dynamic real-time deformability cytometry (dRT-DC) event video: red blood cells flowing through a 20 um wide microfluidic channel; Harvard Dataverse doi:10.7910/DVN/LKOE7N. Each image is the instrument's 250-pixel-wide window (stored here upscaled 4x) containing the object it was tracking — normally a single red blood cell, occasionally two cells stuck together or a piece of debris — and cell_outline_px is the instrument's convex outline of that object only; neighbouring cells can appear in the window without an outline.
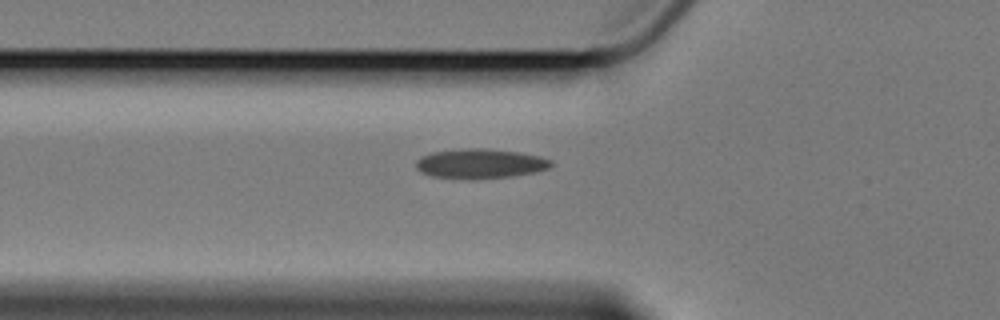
{"species": "Egyptian fruit bat (a non-hibernating species)", "species_latin": "Rousettus aegyptiacus", "temperature_condition": "cold", "stored_images_in_passage": 37, "camera_frame_rate_fps": 3000, "um_per_image_px": 0.085, "animal": {"sex": "female"}, "frame": {"image": 1, "passage_image": 2, "time_ms": 0.333, "image_size_px": [1000, 320], "cell_outline_px": [[552, 164], [548, 168], [532, 172], [512, 176], [432, 176], [416, 168], [416, 160], [420, 156], [432, 152], [468, 148], [488, 148], [520, 152], [540, 156], [552, 160]], "centroid_in_image_um": [40.84, 13.84], "position_along_channel_um": 85.0, "area_um2": 22.25}}
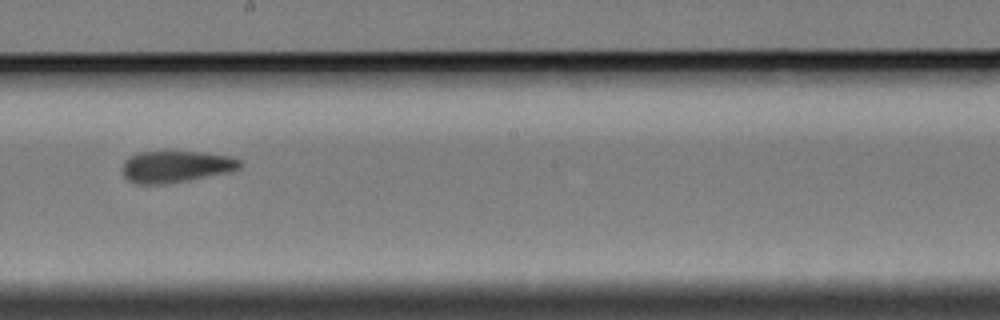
{"frame": {"image": 2, "passage_image": 15, "time_ms": 4.667, "image_size_px": [1000, 320], "cell_outline_px": [[240, 168], [228, 172], [188, 180], [164, 184], [136, 184], [128, 180], [124, 176], [124, 160], [128, 156], [140, 152], [200, 152], [228, 156], [240, 160]], "centroid_in_image_um": [14.92, 14.16], "position_along_channel_um": 233.3, "area_um2": 21.39}}
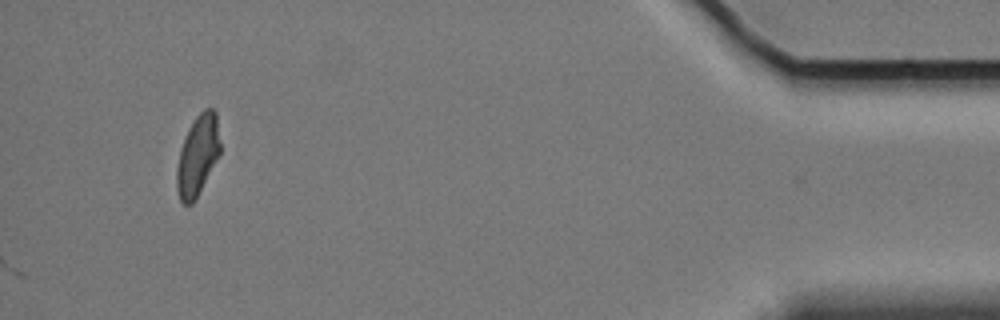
{"frame": {"image": 3, "passage_image": 37, "time_ms": 12.0, "image_size_px": [1000, 320], "cell_outline_px": [[220, 156], [192, 204], [184, 204], [180, 200], [176, 188], [176, 168], [180, 148], [188, 128], [196, 116], [204, 108], [212, 108], [216, 112], [220, 144]], "centroid_in_image_um": [16.8, 13.2], "position_along_channel_um": 418.4, "area_um2": 20.46}, "authors_computed_cell_mechanics": {"area_um2": 21.5594, "velocity_mm_per_s": 3.4054, "shape_relaxation_time_tau1_ms": 5.2823, "shape_relaxation_time_tau2_ms": 3.1443, "deformation_change_tau1": 0.1273, "deformation_change_tau2": 0.1016}}